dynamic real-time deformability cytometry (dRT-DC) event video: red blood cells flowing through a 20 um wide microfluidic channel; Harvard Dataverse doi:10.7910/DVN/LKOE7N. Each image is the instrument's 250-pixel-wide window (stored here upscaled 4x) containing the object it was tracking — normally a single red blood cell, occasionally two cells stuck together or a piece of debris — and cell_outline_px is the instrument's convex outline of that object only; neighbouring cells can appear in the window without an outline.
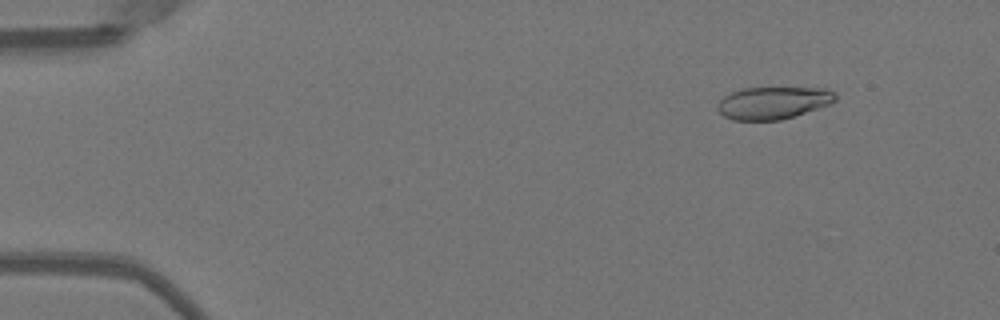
{"species": "Egyptian fruit bat (a non-hibernating species)", "species_latin": "Rousettus aegyptiacus", "temperature_condition": "warm", "stored_images_in_passage": 23, "camera_frame_rate_fps": 3000, "um_per_image_px": 0.085, "animal": {"sex": "female"}, "frame": {"image": 1, "passage_image": 6, "time_ms": 1.667, "image_size_px": [1000, 320], "cell_outline_px": [[836, 100], [832, 104], [780, 120], [732, 120], [724, 116], [716, 108], [716, 104], [724, 96], [732, 92], [744, 88], [824, 88], [836, 92]], "centroid_in_image_um": [65.73, 8.74], "position_along_channel_um": 19.3, "area_um2": 22.25}}
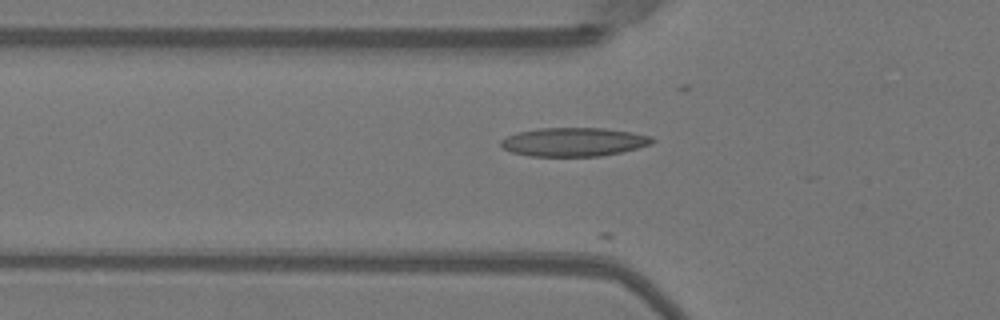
{"frame": {"image": 2, "passage_image": 18, "time_ms": 5.667, "image_size_px": [1000, 320], "cell_outline_px": [[656, 140], [652, 144], [620, 152], [600, 156], [528, 156], [512, 152], [504, 148], [500, 144], [500, 140], [516, 132], [536, 128], [604, 128], [632, 132], [652, 136]], "centroid_in_image_um": [48.77, 12.06], "position_along_channel_um": 77.0, "area_um2": 25.37}}
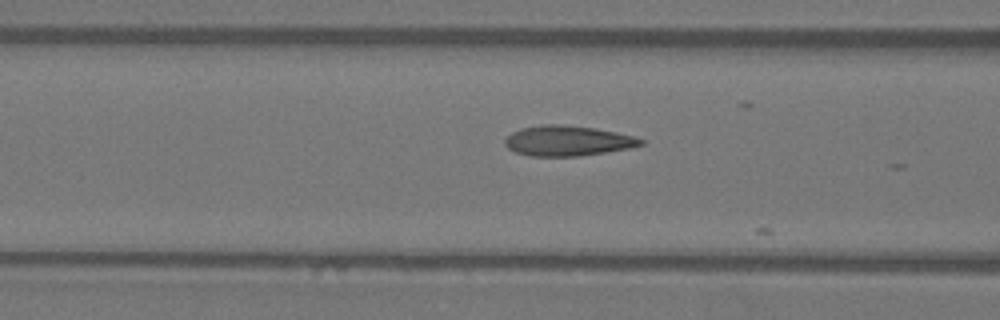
{"frame": {"image": 3, "passage_image": 21, "time_ms": 6.667, "image_size_px": [1000, 320], "cell_outline_px": [[644, 144], [632, 148], [580, 156], [532, 156], [516, 152], [508, 148], [504, 144], [504, 140], [512, 132], [520, 128], [544, 124], [560, 124], [596, 128], [636, 136], [644, 140]], "centroid_in_image_um": [48.28, 11.96], "position_along_channel_um": 118.3, "area_um2": 24.1}}